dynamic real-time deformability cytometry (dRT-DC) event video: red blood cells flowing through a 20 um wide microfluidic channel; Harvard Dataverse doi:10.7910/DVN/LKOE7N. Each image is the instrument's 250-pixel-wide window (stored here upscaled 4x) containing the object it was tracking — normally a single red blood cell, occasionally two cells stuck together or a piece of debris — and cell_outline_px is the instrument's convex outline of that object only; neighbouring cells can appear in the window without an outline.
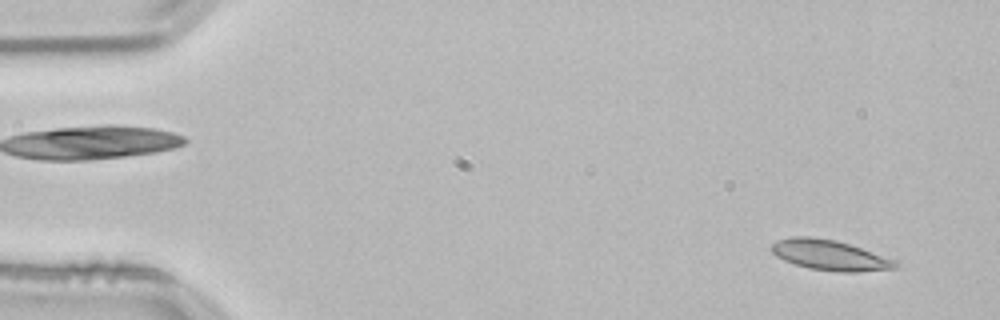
{"species": "common noctule bat (a hibernating species)", "species_latin": "Nyctalus noctula", "temperature_condition": "room temperature", "stored_images_in_passage": 54, "camera_frame_rate_fps": 3000, "um_per_image_px": 0.085, "animal": {"sex": "male", "body_mass_g": 21.5, "forearm_length_mm": 52.0}, "frame": {"image": 1, "passage_image": 3, "time_ms": 0.667, "image_size_px": [1000, 320], "cell_outline_px": [[900, 264], [896, 268], [860, 272], [840, 272], [808, 268], [784, 260], [776, 256], [772, 252], [772, 244], [776, 240], [792, 236], [812, 236], [836, 240], [860, 248], [892, 260]], "centroid_in_image_um": [70.47, 21.68], "position_along_channel_um": 14.5, "area_um2": 21.62}}
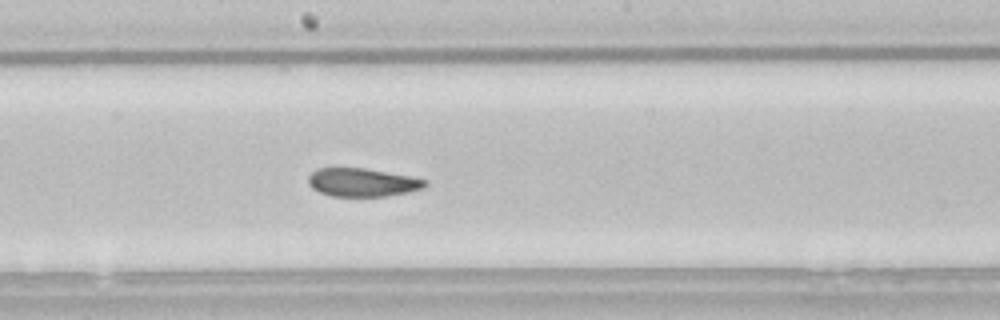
{"frame": {"image": 2, "passage_image": 28, "time_ms": 9.0, "image_size_px": [1000, 320], "cell_outline_px": [[428, 184], [424, 188], [408, 192], [384, 196], [332, 196], [320, 192], [312, 188], [308, 184], [308, 176], [316, 168], [364, 168], [408, 176], [428, 180]], "centroid_in_image_um": [30.79, 15.5], "position_along_channel_um": 217.4, "area_um2": 19.19}}
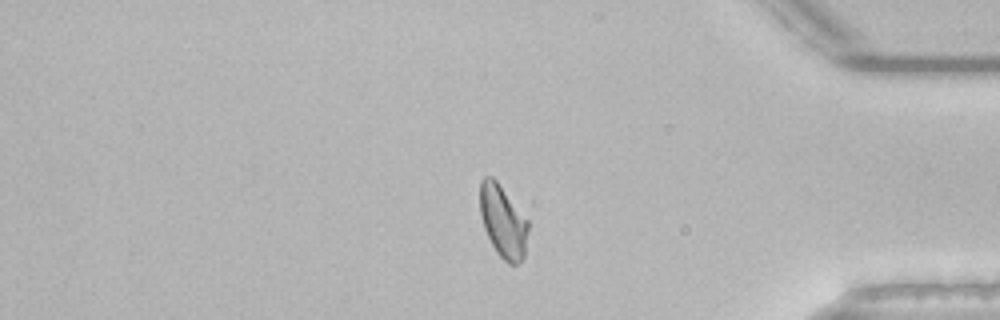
{"frame": {"image": 3, "passage_image": 44, "time_ms": 14.333, "image_size_px": [1000, 320], "cell_outline_px": [[528, 232], [524, 256], [516, 264], [508, 264], [496, 252], [484, 228], [480, 216], [480, 180], [484, 176], [492, 176], [496, 180], [528, 220]], "centroid_in_image_um": [42.74, 18.81], "position_along_channel_um": 392.5, "area_um2": 20.23}, "authors_computed_cell_mechanics": {"area_um2": 20.7791, "velocity_mm_per_s": 3.7802, "shape_relaxation_time_tau1_ms": 8.3487, "shape_relaxation_time_tau2_ms": 1.8506, "deformation_change_tau1": 0.1565, "deformation_change_tau2": 0.0725}}